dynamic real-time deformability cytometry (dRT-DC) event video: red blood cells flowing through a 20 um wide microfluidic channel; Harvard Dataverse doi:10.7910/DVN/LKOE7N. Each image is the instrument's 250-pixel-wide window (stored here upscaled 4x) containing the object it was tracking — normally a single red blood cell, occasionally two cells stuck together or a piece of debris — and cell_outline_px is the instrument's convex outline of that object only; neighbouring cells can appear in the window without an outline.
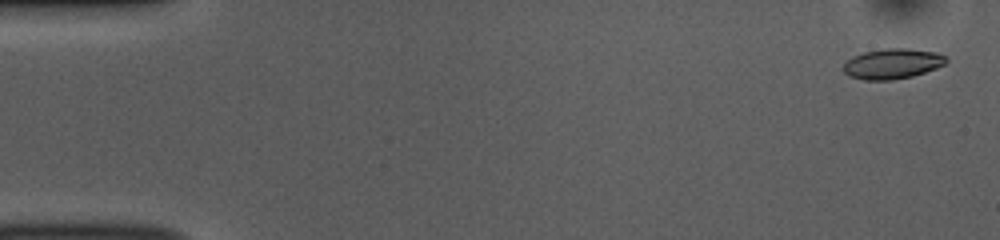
{"species": "common noctule bat (a hibernating species)", "species_latin": "Nyctalus noctula", "temperature_condition": "room temperature", "stored_images_in_passage": 52, "camera_frame_rate_fps": 3000, "um_per_image_px": 0.085, "animal": {"sex": "female", "body_mass_g": 10.0, "forearm_length_mm": 53.1}, "frame": {"image": 1, "passage_image": 2, "time_ms": 0.333, "image_size_px": [1000, 240], "cell_outline_px": [[948, 60], [944, 64], [936, 68], [912, 76], [892, 80], [864, 80], [848, 76], [844, 72], [844, 64], [852, 56], [864, 52], [884, 48], [908, 48], [936, 52], [944, 56]], "centroid_in_image_um": [75.84, 5.41], "position_along_channel_um": 9.2, "area_um2": 18.09}}
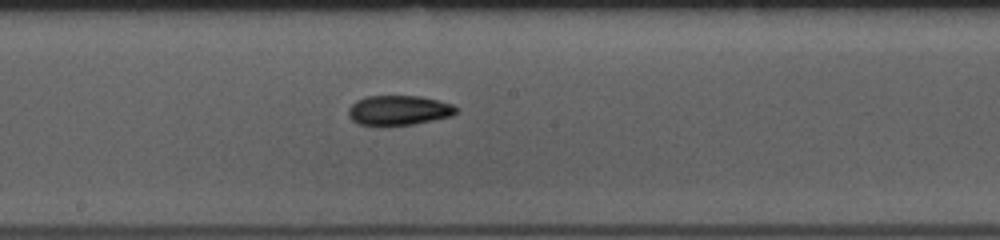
{"frame": {"image": 2, "passage_image": 28, "time_ms": 9.0, "image_size_px": [1000, 240], "cell_outline_px": [[456, 112], [452, 116], [412, 124], [388, 128], [360, 124], [352, 120], [348, 116], [348, 108], [356, 100], [364, 96], [420, 96], [452, 104], [456, 108]], "centroid_in_image_um": [33.82, 9.4], "position_along_channel_um": 214.4, "area_um2": 19.07}}
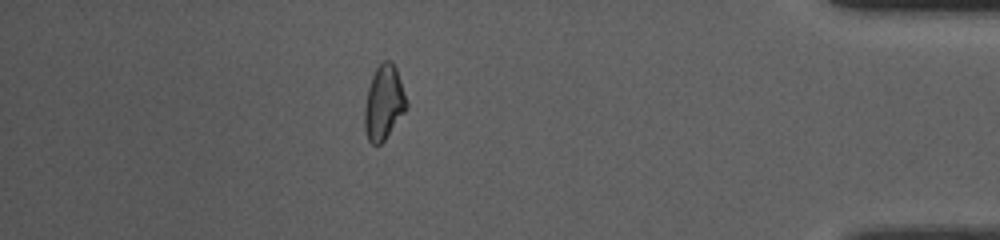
{"frame": {"image": 3, "passage_image": 46, "time_ms": 15.0, "image_size_px": [1000, 240], "cell_outline_px": [[408, 104], [404, 112], [384, 140], [380, 144], [372, 144], [368, 140], [364, 128], [364, 108], [368, 88], [372, 76], [376, 68], [384, 60], [388, 60], [396, 68]], "centroid_in_image_um": [32.6, 8.74], "position_along_channel_um": 402.6, "area_um2": 17.86}, "authors_computed_cell_mechanics": {"area_um2": 18.2648, "velocity_mm_per_s": 3.8469, "shape_relaxation_time_tau1_ms": 5.4849, "shape_relaxation_time_tau2_ms": 5.0883, "deformation_change_tau1": 0.164, "deformation_change_tau2": 0.1205}}